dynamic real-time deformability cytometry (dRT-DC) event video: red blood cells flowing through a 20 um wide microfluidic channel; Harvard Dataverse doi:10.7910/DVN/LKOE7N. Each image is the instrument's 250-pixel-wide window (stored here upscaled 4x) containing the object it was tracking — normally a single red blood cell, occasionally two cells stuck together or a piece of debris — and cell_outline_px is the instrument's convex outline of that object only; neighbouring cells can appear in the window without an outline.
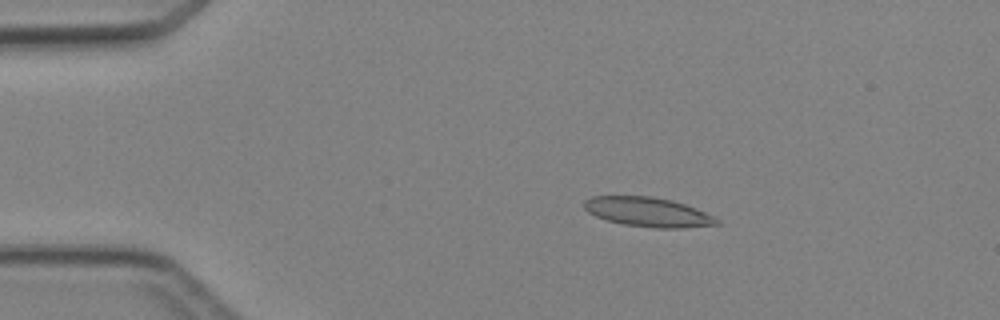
{"species": "Egyptian fruit bat (a non-hibernating species)", "species_latin": "Rousettus aegyptiacus", "temperature_condition": "cold", "stored_images_in_passage": 5, "camera_frame_rate_fps": 3000, "um_per_image_px": 0.085, "animal": {"sex": "female"}, "frame": {"image": 1, "passage_image": 2, "time_ms": 2.0, "image_size_px": [1000, 320], "cell_outline_px": [[720, 224], [684, 228], [656, 228], [624, 224], [608, 220], [596, 216], [588, 212], [584, 208], [584, 200], [592, 196], [652, 196], [672, 200], [696, 208], [720, 220]], "centroid_in_image_um": [55.08, 18.02], "position_along_channel_um": 29.9, "area_um2": 22.66}}
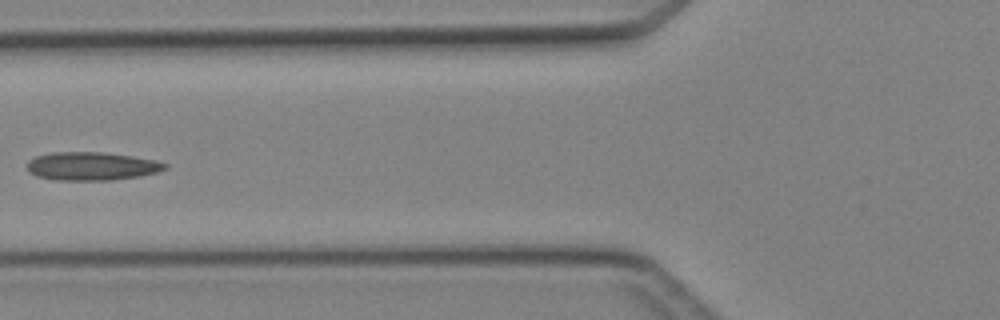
{"frame": {"image": 2, "passage_image": 5, "time_ms": 5.333, "image_size_px": [1000, 320], "cell_outline_px": [[168, 168], [156, 172], [140, 176], [112, 180], [52, 180], [36, 176], [28, 168], [28, 160], [36, 156], [52, 152], [104, 152], [132, 156], [156, 160], [168, 164]], "centroid_in_image_um": [7.81, 14.12], "position_along_channel_um": 118.0, "area_um2": 22.77}}